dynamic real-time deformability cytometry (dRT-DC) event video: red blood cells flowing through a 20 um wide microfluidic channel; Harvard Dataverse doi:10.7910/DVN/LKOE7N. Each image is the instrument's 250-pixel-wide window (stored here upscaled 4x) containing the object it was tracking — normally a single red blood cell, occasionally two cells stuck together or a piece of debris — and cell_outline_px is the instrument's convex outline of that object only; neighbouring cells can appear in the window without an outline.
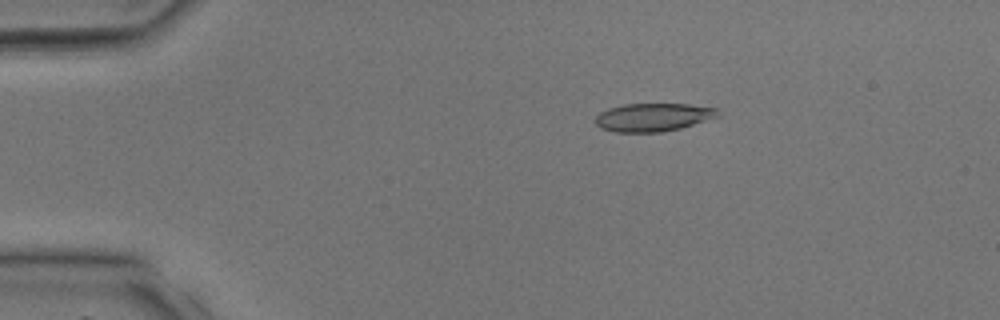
{"species": "common noctule bat (a hibernating species)", "species_latin": "Nyctalus noctula", "temperature_condition": "room temperature", "stored_images_in_passage": 38, "camera_frame_rate_fps": 3000, "um_per_image_px": 0.085, "animal": {"sex": "male", "body_mass_g": 17.9, "forearm_length_mm": 54.2}, "frame": {"image": 1, "passage_image": 7, "time_ms": 2.0, "image_size_px": [1000, 320], "cell_outline_px": [[720, 116], [680, 128], [660, 132], [616, 132], [600, 128], [596, 124], [596, 116], [600, 112], [608, 108], [624, 104], [688, 104], [720, 108]], "centroid_in_image_um": [55.54, 9.96], "position_along_channel_um": 29.5, "area_um2": 20.17}}
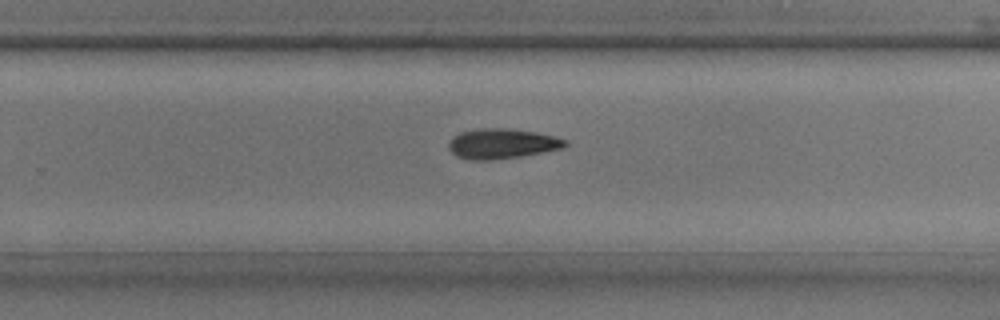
{"frame": {"image": 2, "passage_image": 25, "time_ms": 8.0, "image_size_px": [1000, 320], "cell_outline_px": [[568, 144], [564, 148], [520, 156], [492, 160], [468, 160], [456, 156], [448, 148], [448, 140], [452, 136], [460, 132], [480, 128], [500, 128], [536, 132], [556, 136], [568, 140]], "centroid_in_image_um": [42.65, 12.21], "position_along_channel_um": 287.2, "area_um2": 20.58}}
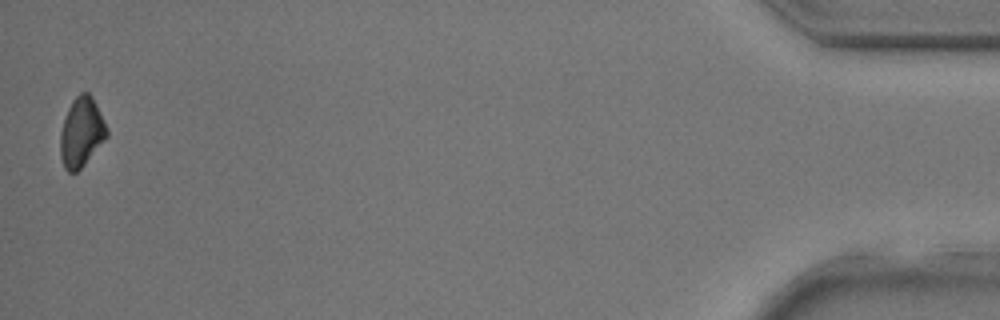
{"frame": {"image": 3, "passage_image": 38, "time_ms": 12.333, "image_size_px": [1000, 320], "cell_outline_px": [[108, 136], [84, 164], [76, 172], [68, 172], [64, 168], [60, 156], [60, 132], [68, 108], [72, 100], [80, 92], [88, 92], [92, 96], [108, 128]], "centroid_in_image_um": [6.92, 11.23], "position_along_channel_um": 428.3, "area_um2": 18.79}}